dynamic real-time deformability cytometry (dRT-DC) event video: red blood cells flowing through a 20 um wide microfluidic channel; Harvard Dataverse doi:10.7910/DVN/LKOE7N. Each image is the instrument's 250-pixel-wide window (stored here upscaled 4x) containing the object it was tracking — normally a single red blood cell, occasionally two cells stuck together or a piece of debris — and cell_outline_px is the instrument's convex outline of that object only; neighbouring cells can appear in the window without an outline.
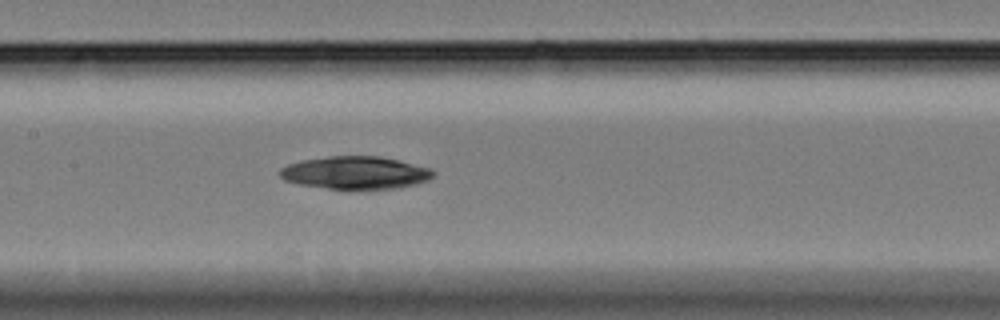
{"species": "Egyptian fruit bat (a non-hibernating species)", "species_latin": "Rousettus aegyptiacus", "temperature_condition": "cold", "stored_images_in_passage": 17, "camera_frame_rate_fps": 3000, "um_per_image_px": 0.085, "animal": {"sex": "female"}, "frame": {"image": 1, "passage_image": 12, "time_ms": 3.667, "image_size_px": [1000, 320], "cell_outline_px": [[436, 172], [428, 180], [416, 184], [400, 188], [368, 192], [328, 188], [300, 184], [284, 180], [280, 176], [280, 168], [288, 164], [304, 160], [328, 156], [380, 156], [428, 168]], "centroid_in_image_um": [30.23, 14.72], "position_along_channel_um": 177.2, "area_um2": 29.77}}
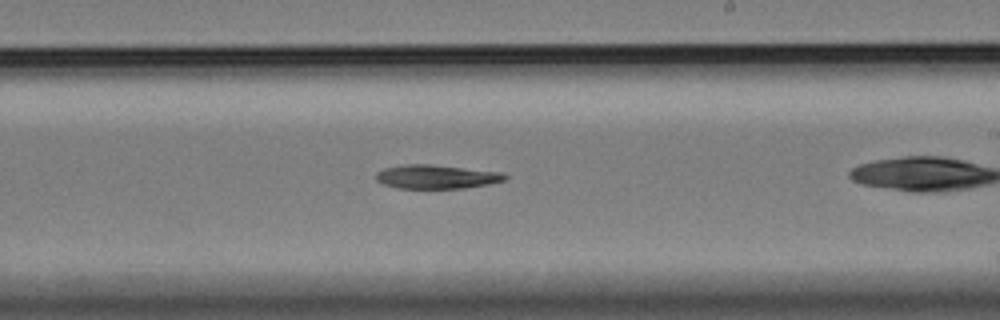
{"frame": {"image": 2, "passage_image": 15, "time_ms": 4.667, "image_size_px": [1000, 320], "cell_outline_px": [[508, 176], [504, 180], [488, 184], [464, 188], [396, 188], [384, 184], [376, 180], [376, 172], [384, 168], [404, 164], [432, 164], [504, 172]], "centroid_in_image_um": [37.1, 15.01], "position_along_channel_um": 251.9, "area_um2": 18.03}}